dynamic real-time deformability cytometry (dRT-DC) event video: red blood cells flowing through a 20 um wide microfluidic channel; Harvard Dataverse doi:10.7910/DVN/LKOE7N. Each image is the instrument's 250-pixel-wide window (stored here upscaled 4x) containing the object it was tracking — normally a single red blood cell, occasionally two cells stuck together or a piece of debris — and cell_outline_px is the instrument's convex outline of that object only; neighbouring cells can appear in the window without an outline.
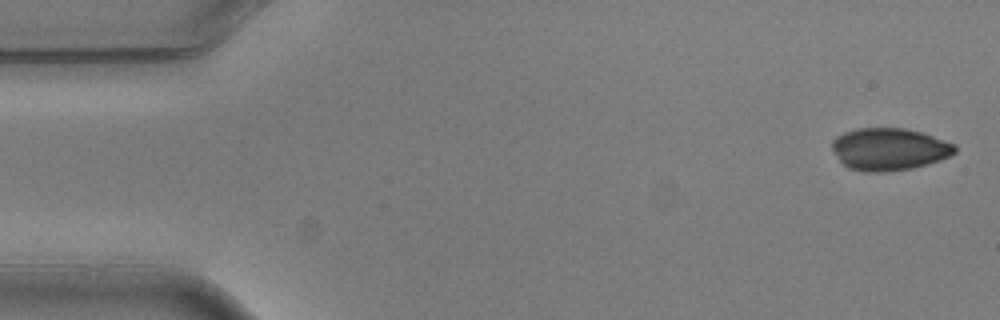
{"species": "common noctule bat (a hibernating species)", "species_latin": "Nyctalus noctula", "temperature_condition": "warm", "stored_images_in_passage": 7, "camera_frame_rate_fps": 3000, "um_per_image_px": 0.085, "animal": {"sex": "male", "body_mass_g": 20.5, "forearm_length_mm": 52.5}, "frame": {"image": 1, "passage_image": 1, "time_ms": 0.0, "image_size_px": [1000, 320], "cell_outline_px": [[956, 152], [940, 160], [912, 168], [888, 172], [864, 172], [848, 168], [840, 160], [832, 148], [832, 140], [836, 136], [844, 132], [856, 128], [904, 128], [920, 132], [956, 144]], "centroid_in_image_um": [75.57, 12.68], "position_along_channel_um": 9.4, "area_um2": 30.23}}